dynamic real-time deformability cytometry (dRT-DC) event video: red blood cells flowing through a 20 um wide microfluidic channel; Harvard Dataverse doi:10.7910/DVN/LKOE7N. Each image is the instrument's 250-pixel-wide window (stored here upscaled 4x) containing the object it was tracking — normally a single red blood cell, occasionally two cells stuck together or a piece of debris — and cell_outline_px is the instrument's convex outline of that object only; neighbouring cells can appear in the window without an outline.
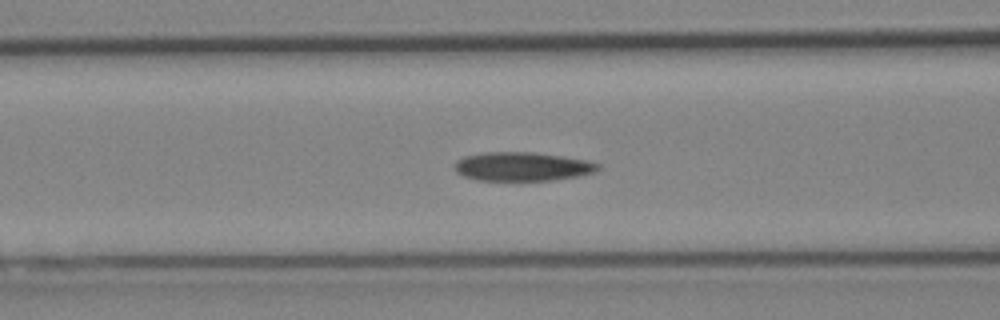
{"species": "Egyptian fruit bat (a non-hibernating species)", "species_latin": "Rousettus aegyptiacus", "temperature_condition": "cold", "stored_images_in_passage": 50, "camera_frame_rate_fps": 3000, "um_per_image_px": 0.085, "animal": {"sex": "female"}, "frame": {"image": 1, "passage_image": 19, "time_ms": 6.0, "image_size_px": [1000, 320], "cell_outline_px": [[600, 168], [596, 172], [580, 176], [552, 180], [480, 180], [464, 176], [456, 172], [456, 160], [464, 156], [484, 152], [536, 152], [588, 160], [600, 164]], "centroid_in_image_um": [44.44, 14.15], "position_along_channel_um": 122.2, "area_um2": 24.16}}
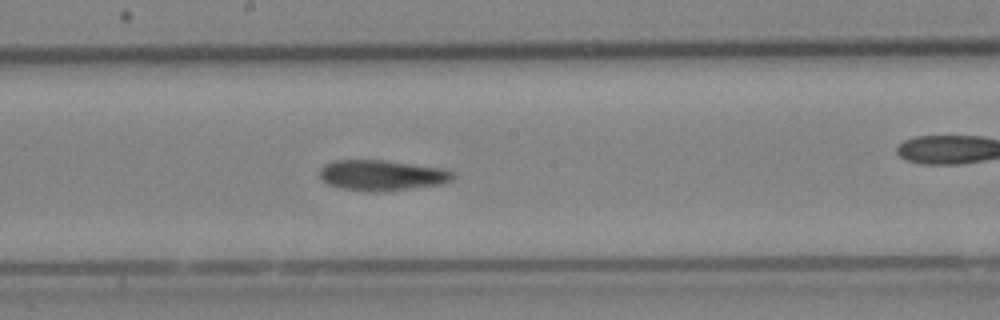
{"frame": {"image": 2, "passage_image": 26, "time_ms": 8.333, "image_size_px": [1000, 320], "cell_outline_px": [[456, 176], [452, 180], [444, 184], [388, 192], [368, 192], [340, 188], [328, 184], [320, 176], [320, 168], [324, 164], [336, 160], [384, 160], [448, 168], [456, 172]], "centroid_in_image_um": [32.56, 14.91], "position_along_channel_um": 215.6, "area_um2": 24.45}}
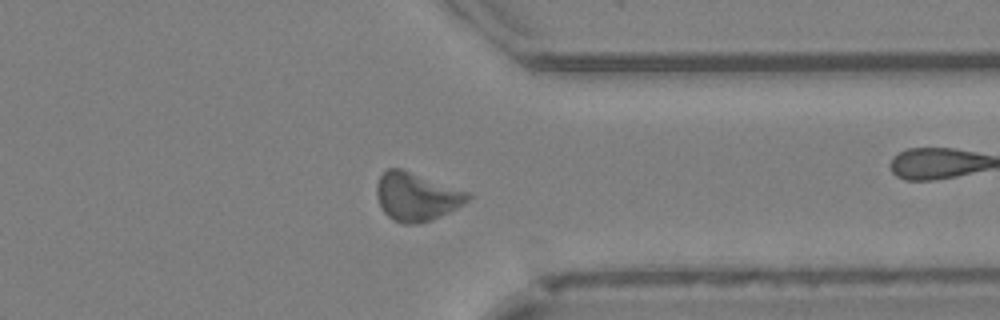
{"frame": {"image": 3, "passage_image": 38, "time_ms": 12.333, "image_size_px": [1000, 320], "cell_outline_px": [[472, 196], [468, 200], [456, 208], [432, 220], [416, 224], [404, 224], [388, 216], [384, 212], [376, 196], [376, 184], [380, 176], [388, 168], [400, 168], [468, 192]], "centroid_in_image_um": [35.37, 16.72], "position_along_channel_um": 376.0, "area_um2": 25.26}, "authors_computed_cell_mechanics": {"area_um2": 24.1026, "velocity_mm_per_s": 4.0323, "shape_relaxation_time_tau1_ms": 8.8603, "shape_relaxation_time_tau2_ms": 9.0191, "deformation_change_tau1": 0.1311, "deformation_change_tau2": 0.1602}}